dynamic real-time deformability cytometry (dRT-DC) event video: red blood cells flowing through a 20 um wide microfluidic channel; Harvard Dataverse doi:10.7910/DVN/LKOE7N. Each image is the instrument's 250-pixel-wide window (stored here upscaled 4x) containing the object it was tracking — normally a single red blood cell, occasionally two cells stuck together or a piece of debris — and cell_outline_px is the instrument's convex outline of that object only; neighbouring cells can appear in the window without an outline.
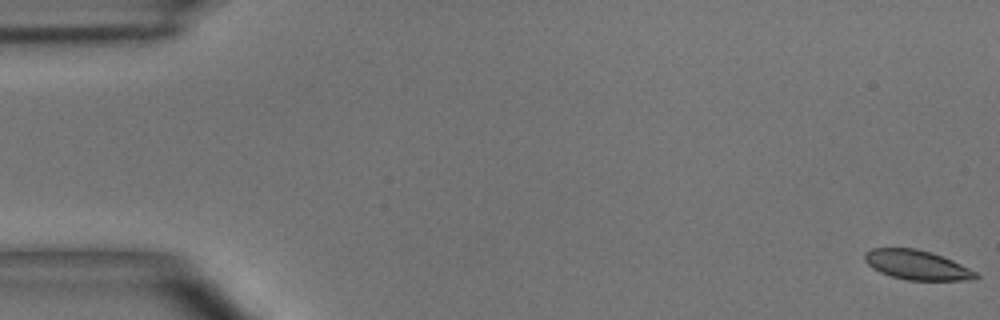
{"species": "common noctule bat (a hibernating species)", "species_latin": "Nyctalus noctula", "temperature_condition": "room temperature", "stored_images_in_passage": 5, "camera_frame_rate_fps": 3000, "um_per_image_px": 0.085, "animal": {"sex": "male", "body_mass_g": 15.6}, "frame": {"image": 1, "passage_image": 1, "time_ms": 0.0, "image_size_px": [1000, 320], "cell_outline_px": [[980, 276], [976, 280], [908, 280], [892, 276], [880, 272], [872, 268], [864, 260], [864, 252], [872, 248], [916, 248], [932, 252], [952, 260], [976, 272]], "centroid_in_image_um": [77.93, 22.52], "position_along_channel_um": 7.1, "area_um2": 19.13}}
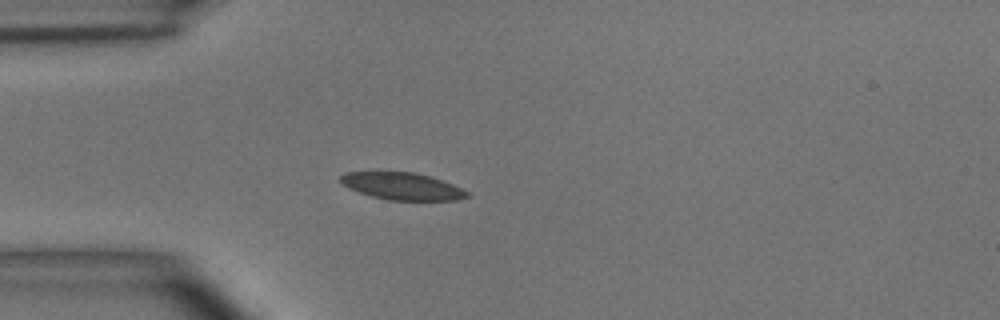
{"frame": {"image": 2, "passage_image": 5, "time_ms": 4.667, "image_size_px": [1000, 320], "cell_outline_px": [[472, 196], [456, 200], [388, 200], [372, 196], [348, 188], [340, 184], [336, 180], [344, 172], [416, 172], [432, 176], [452, 184], [468, 192]], "centroid_in_image_um": [34.15, 15.82], "position_along_channel_um": 50.8, "area_um2": 20.23}}